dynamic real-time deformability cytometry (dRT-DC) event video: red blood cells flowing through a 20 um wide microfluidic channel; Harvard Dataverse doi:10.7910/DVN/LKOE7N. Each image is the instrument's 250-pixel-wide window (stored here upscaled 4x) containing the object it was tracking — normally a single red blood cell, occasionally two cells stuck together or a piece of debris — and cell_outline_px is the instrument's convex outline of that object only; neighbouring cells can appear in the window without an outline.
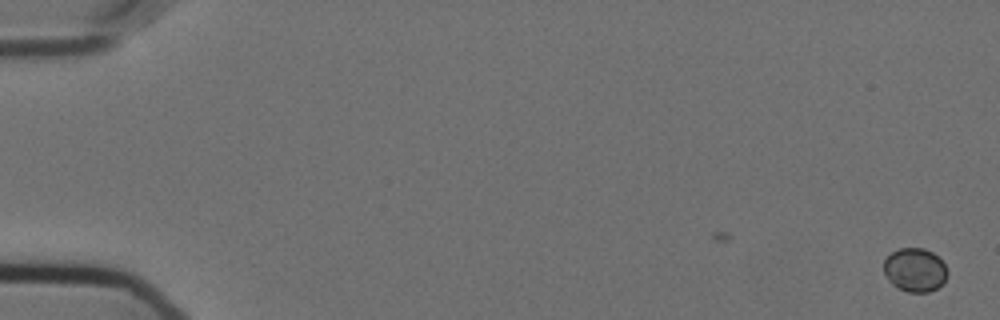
{"species": "Egyptian fruit bat (a non-hibernating species)", "species_latin": "Rousettus aegyptiacus", "temperature_condition": "cold", "stored_images_in_passage": 48, "camera_frame_rate_fps": 3000, "um_per_image_px": 0.085, "animal": {"sex": "female"}, "frame": {"image": 1, "passage_image": 1, "time_ms": 0.0, "image_size_px": [1000, 320], "cell_outline_px": [[948, 272], [944, 280], [936, 288], [928, 292], [908, 292], [892, 284], [884, 272], [884, 260], [892, 252], [900, 248], [924, 248], [932, 252], [944, 264]], "centroid_in_image_um": [77.76, 22.93], "position_along_channel_um": 7.2, "area_um2": 15.9}}
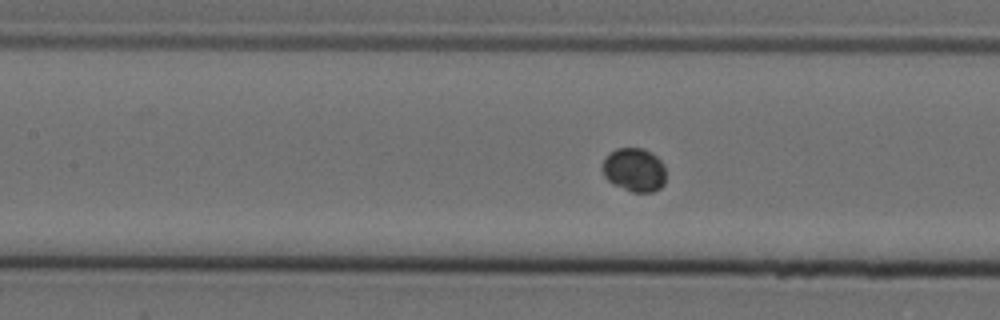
{"frame": {"image": 2, "passage_image": 27, "time_ms": 8.667, "image_size_px": [1000, 320], "cell_outline_px": [[664, 184], [660, 188], [652, 192], [632, 192], [612, 184], [604, 176], [604, 160], [616, 148], [644, 148], [656, 156], [664, 164]], "centroid_in_image_um": [53.94, 14.45], "position_along_channel_um": 153.5, "area_um2": 15.95}}
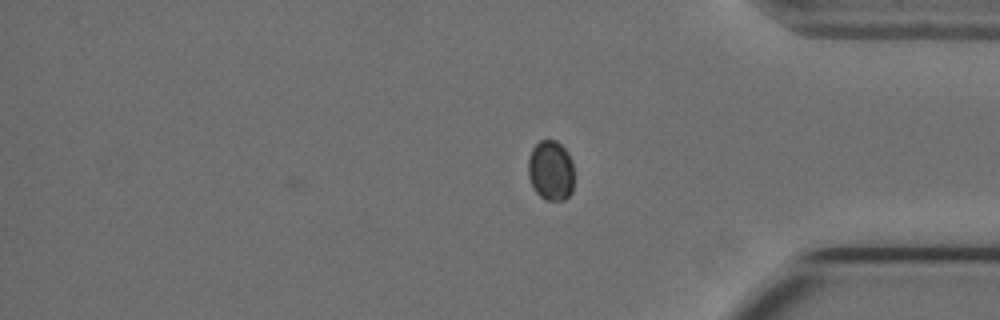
{"frame": {"image": 3, "passage_image": 48, "time_ms": 15.667, "image_size_px": [1000, 320], "cell_outline_px": [[572, 192], [564, 200], [544, 200], [532, 188], [528, 176], [528, 160], [532, 148], [540, 140], [556, 140], [568, 152], [572, 160]], "centroid_in_image_um": [46.79, 14.49], "position_along_channel_um": 388.4, "area_um2": 16.18}}